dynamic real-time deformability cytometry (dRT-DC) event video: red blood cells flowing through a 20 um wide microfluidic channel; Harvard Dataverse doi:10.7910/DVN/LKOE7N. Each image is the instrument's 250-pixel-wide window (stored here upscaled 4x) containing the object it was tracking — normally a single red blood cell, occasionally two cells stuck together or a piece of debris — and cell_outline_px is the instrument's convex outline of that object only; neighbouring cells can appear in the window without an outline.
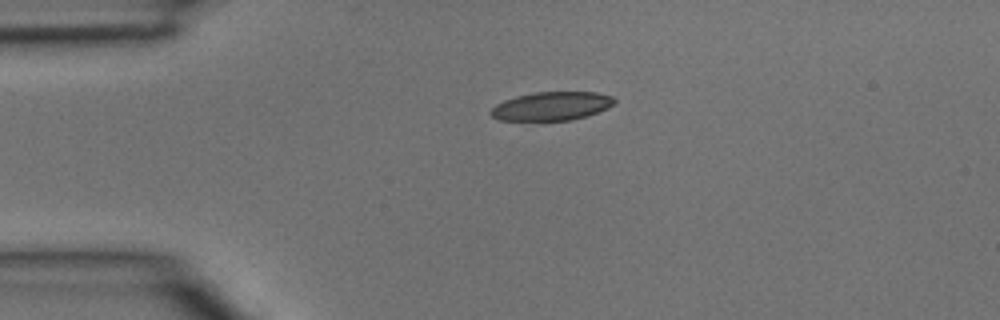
{"species": "common noctule bat (a hibernating species)", "species_latin": "Nyctalus noctula", "temperature_condition": "room temperature", "stored_images_in_passage": 2, "camera_frame_rate_fps": 3000, "um_per_image_px": 0.085, "animal": {"sex": "male", "body_mass_g": 15.6}, "frame": {"image": 1, "passage_image": 1, "time_ms": 0.0, "image_size_px": [1000, 320], "cell_outline_px": [[616, 100], [608, 108], [572, 120], [500, 120], [492, 116], [488, 112], [496, 104], [504, 100], [516, 96], [536, 92], [596, 92], [612, 96]], "centroid_in_image_um": [46.86, 9.01], "position_along_channel_um": 38.1, "area_um2": 20.4}}